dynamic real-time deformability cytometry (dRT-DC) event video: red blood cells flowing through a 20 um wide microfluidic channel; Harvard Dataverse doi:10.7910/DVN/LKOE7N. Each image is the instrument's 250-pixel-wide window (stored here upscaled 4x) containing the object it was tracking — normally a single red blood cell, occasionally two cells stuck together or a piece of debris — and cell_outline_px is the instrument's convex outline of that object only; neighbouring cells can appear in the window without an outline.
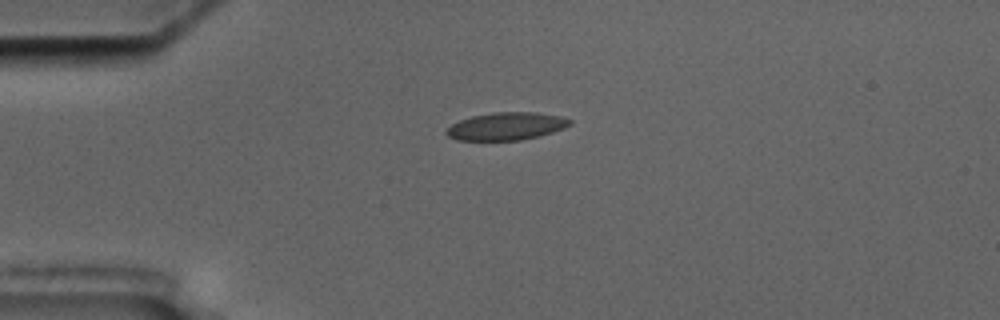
{"species": "common noctule bat (a hibernating species)", "species_latin": "Nyctalus noctula", "temperature_condition": "cold", "stored_images_in_passage": 6, "camera_frame_rate_fps": 3000, "um_per_image_px": 0.085, "animal": {"sex": "male", "body_mass_g": 17.5, "forearm_length_mm": 52.3}, "frame": {"image": 1, "passage_image": 6, "time_ms": 6.667, "image_size_px": [1000, 320], "cell_outline_px": [[572, 124], [564, 128], [540, 136], [520, 140], [456, 140], [448, 136], [444, 132], [452, 124], [460, 120], [472, 116], [492, 112], [536, 112], [560, 116], [572, 120]], "centroid_in_image_um": [43.05, 10.73], "position_along_channel_um": 42.0, "area_um2": 19.94}}